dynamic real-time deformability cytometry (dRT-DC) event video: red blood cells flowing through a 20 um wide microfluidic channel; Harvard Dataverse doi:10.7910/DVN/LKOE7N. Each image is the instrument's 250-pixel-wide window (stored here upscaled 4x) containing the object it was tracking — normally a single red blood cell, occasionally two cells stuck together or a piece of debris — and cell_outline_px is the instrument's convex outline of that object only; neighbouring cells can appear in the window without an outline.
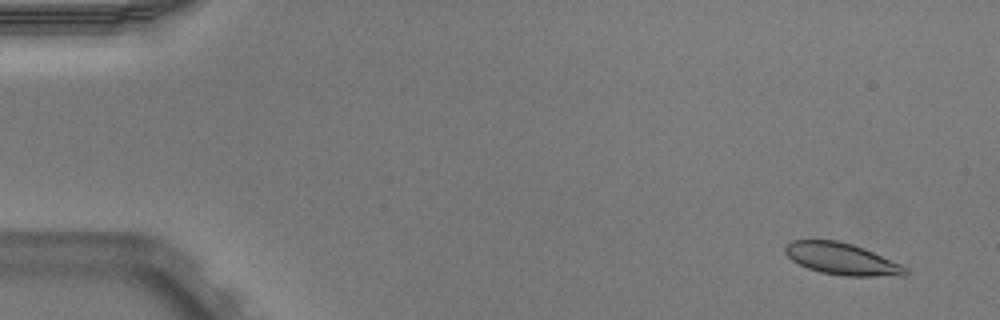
{"species": "Egyptian fruit bat (a non-hibernating species)", "species_latin": "Rousettus aegyptiacus", "temperature_condition": "warm", "stored_images_in_passage": 52, "camera_frame_rate_fps": 3000, "um_per_image_px": 0.085, "animal": {"sex": "male"}, "frame": {"image": 1, "passage_image": 3, "time_ms": 0.667, "image_size_px": [1000, 320], "cell_outline_px": [[908, 272], [904, 276], [844, 276], [820, 272], [808, 268], [792, 260], [784, 252], [784, 248], [792, 240], [836, 240], [852, 244], [864, 248], [900, 264], [908, 268]], "centroid_in_image_um": [71.56, 22.01], "position_along_channel_um": 13.4, "area_um2": 22.14}}
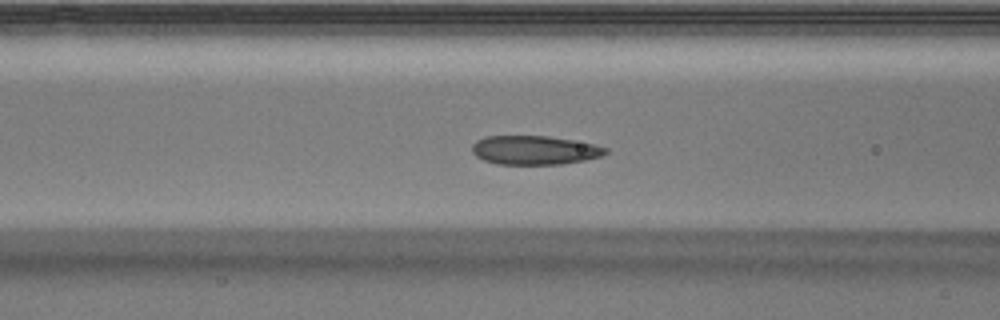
{"frame": {"image": 2, "passage_image": 21, "time_ms": 6.667, "image_size_px": [1000, 320], "cell_outline_px": [[608, 152], [600, 156], [584, 160], [560, 164], [496, 164], [484, 160], [476, 156], [472, 152], [472, 144], [476, 140], [484, 136], [548, 136], [572, 140], [592, 144], [608, 148]], "centroid_in_image_um": [45.39, 12.76], "position_along_channel_um": 121.2, "area_um2": 22.43}}
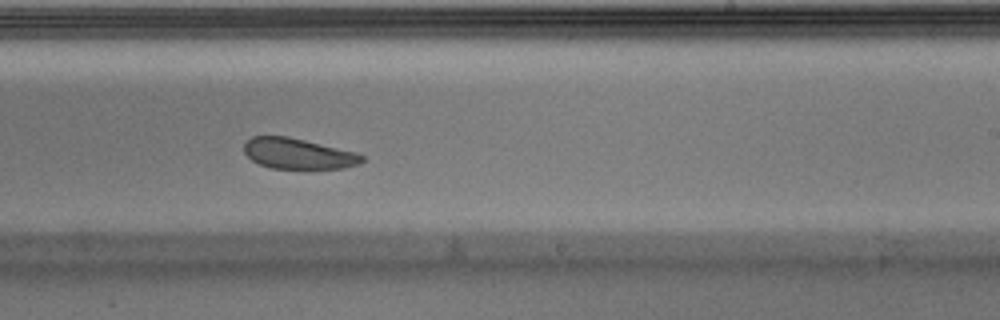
{"frame": {"image": 3, "passage_image": 32, "time_ms": 10.333, "image_size_px": [1000, 320], "cell_outline_px": [[364, 160], [356, 164], [344, 168], [272, 168], [260, 164], [252, 160], [244, 152], [244, 144], [252, 136], [288, 136], [356, 152], [364, 156]], "centroid_in_image_um": [25.33, 13.05], "position_along_channel_um": 263.7, "area_um2": 20.81}, "authors_computed_cell_mechanics": {"area_um2": 22.9755, "velocity_mm_per_s": 3.8905, "shape_relaxation_time_tau1_ms": 3.6056, "shape_relaxation_time_tau2_ms": null, "deformation_change_tau1": 0.0892, "deformation_change_tau2": null}}